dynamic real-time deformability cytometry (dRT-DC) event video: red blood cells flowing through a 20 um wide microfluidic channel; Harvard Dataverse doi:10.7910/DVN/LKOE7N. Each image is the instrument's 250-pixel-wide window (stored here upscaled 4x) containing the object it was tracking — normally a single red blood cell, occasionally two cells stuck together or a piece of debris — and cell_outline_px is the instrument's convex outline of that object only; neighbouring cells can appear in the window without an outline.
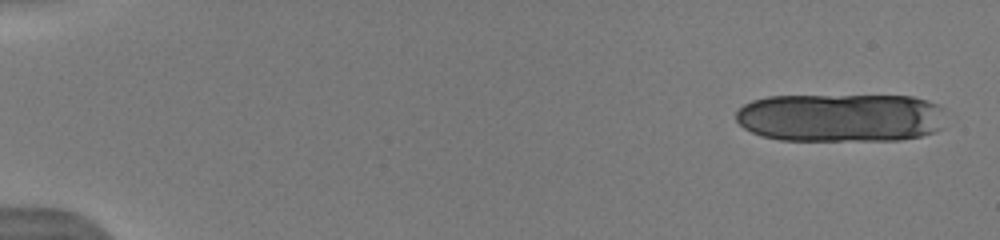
{"species": "human", "species_latin": "Homo sapiens", "temperature_condition": "warm", "stored_images_in_passage": 35, "camera_frame_rate_fps": 3000, "um_per_image_px": 0.085, "donor": {"sex": "male"}, "frame": {"image": 1, "passage_image": 1, "time_ms": 0.0, "image_size_px": [1000, 240], "cell_outline_px": [[956, 116], [944, 128], [936, 132], [920, 136], [900, 140], [780, 140], [760, 136], [744, 128], [736, 120], [736, 112], [744, 104], [752, 100], [768, 96], [912, 96], [928, 100], [944, 108]], "centroid_in_image_um": [71.63, 10.0], "position_along_channel_um": 13.4, "area_um2": 60.86}}
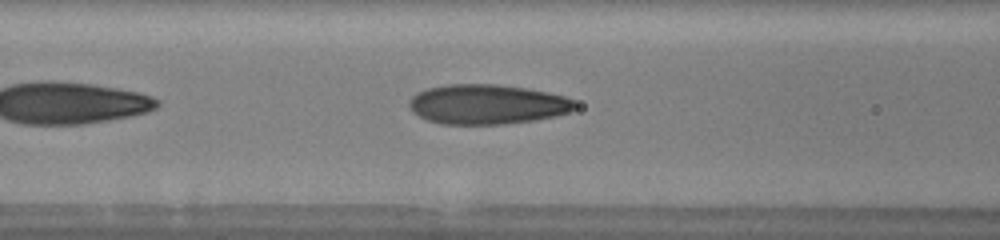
{"frame": {"image": 2, "passage_image": 16, "time_ms": 7.0, "image_size_px": [1000, 240], "cell_outline_px": [[576, 108], [568, 112], [556, 116], [532, 120], [504, 124], [440, 124], [428, 120], [412, 112], [408, 104], [408, 100], [416, 92], [428, 88], [448, 84], [496, 84], [524, 88], [548, 92], [564, 96], [572, 100], [576, 104]], "centroid_in_image_um": [41.37, 8.86], "position_along_channel_um": 125.2, "area_um2": 38.44}}
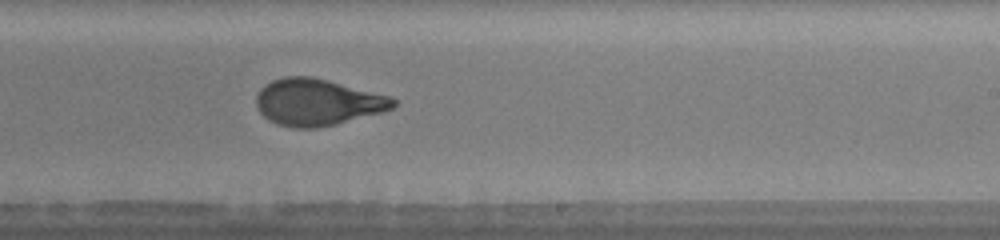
{"frame": {"image": 3, "passage_image": 24, "time_ms": 10.333, "image_size_px": [1000, 240], "cell_outline_px": [[396, 104], [392, 108], [384, 112], [336, 124], [316, 128], [292, 128], [276, 124], [268, 120], [256, 108], [256, 96], [260, 88], [264, 84], [272, 80], [284, 76], [312, 76], [392, 96], [396, 100]], "centroid_in_image_um": [26.97, 8.68], "position_along_channel_um": 262.0, "area_um2": 37.69}, "authors_computed_cell_mechanics": {"area_um2": 38.2058, "velocity_mm_per_s": 4.1144, "shape_relaxation_time_tau1_ms": 7.7458, "shape_relaxation_time_tau2_ms": null, "deformation_change_tau1": 0.2844, "deformation_change_tau2": null}}